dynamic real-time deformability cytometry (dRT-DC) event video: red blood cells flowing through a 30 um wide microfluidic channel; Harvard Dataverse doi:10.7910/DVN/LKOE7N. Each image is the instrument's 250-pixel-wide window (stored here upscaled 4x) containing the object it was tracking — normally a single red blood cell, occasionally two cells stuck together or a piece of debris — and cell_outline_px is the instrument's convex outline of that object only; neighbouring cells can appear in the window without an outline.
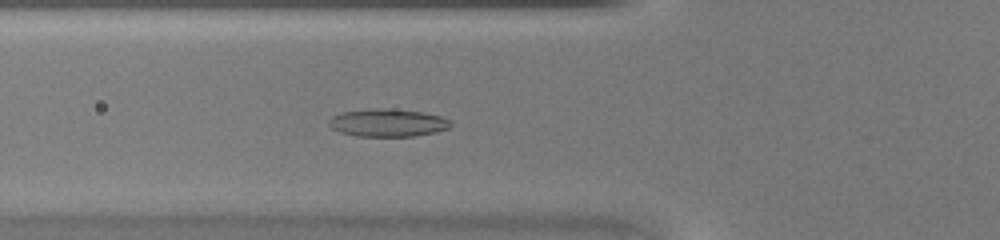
{"species": "common noctule bat (a hibernating species)", "species_latin": "Nyctalus noctula", "temperature_condition": "warm", "stored_images_in_passage": 40, "camera_frame_rate_fps": 3000, "um_per_image_px": 0.085, "animal": {"sex": "female", "body_mass_g": 20.0, "forearm_length_mm": 54.0}, "frame": {"image": 1, "passage_image": 12, "time_ms": 3.667, "image_size_px": [1000, 240], "cell_outline_px": [[452, 124], [448, 128], [436, 132], [416, 136], [356, 136], [340, 132], [332, 128], [328, 124], [328, 120], [332, 116], [344, 112], [372, 108], [380, 108], [420, 112], [440, 116], [448, 120]], "centroid_in_image_um": [32.93, 10.44], "position_along_channel_um": 92.9, "area_um2": 19.48}}
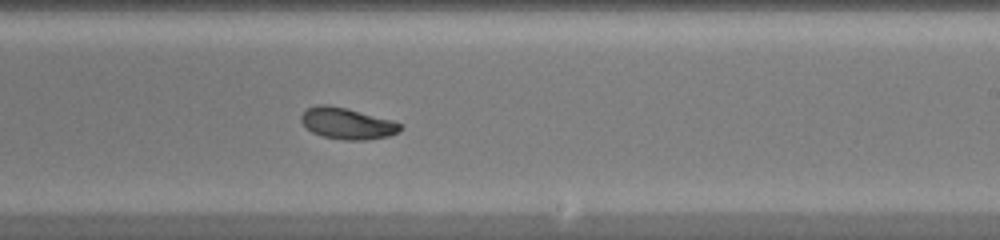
{"frame": {"image": 2, "passage_image": 23, "time_ms": 7.333, "image_size_px": [1000, 240], "cell_outline_px": [[404, 124], [396, 132], [388, 136], [364, 140], [344, 140], [324, 136], [312, 132], [300, 120], [300, 116], [308, 108], [316, 104], [328, 104], [348, 108], [392, 120]], "centroid_in_image_um": [29.5, 10.47], "position_along_channel_um": 259.5, "area_um2": 18.03}}
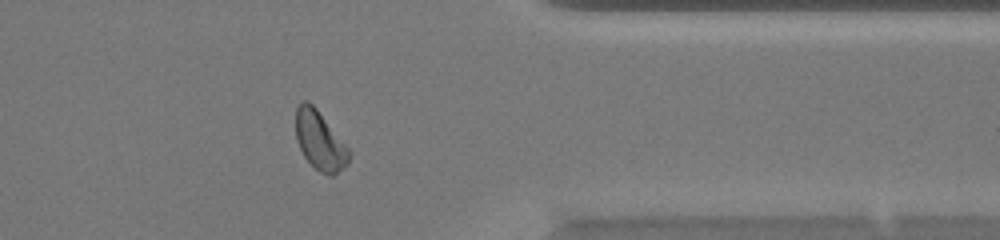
{"frame": {"image": 3, "passage_image": 32, "time_ms": 10.333, "image_size_px": [1000, 240], "cell_outline_px": [[348, 164], [344, 168], [332, 176], [328, 176], [320, 172], [304, 156], [296, 140], [296, 108], [304, 100], [308, 100], [316, 108], [348, 148]], "centroid_in_image_um": [27.17, 11.96], "position_along_channel_um": 384.2, "area_um2": 17.86}}